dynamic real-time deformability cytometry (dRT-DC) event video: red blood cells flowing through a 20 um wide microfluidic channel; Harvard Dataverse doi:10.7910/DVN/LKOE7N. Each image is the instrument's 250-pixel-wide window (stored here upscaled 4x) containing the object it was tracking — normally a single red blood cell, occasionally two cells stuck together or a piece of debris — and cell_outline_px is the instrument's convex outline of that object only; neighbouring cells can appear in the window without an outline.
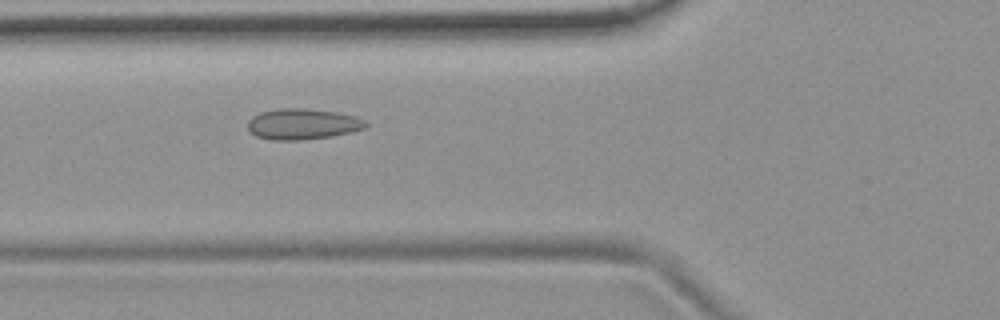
{"species": "common noctule bat (a hibernating species)", "species_latin": "Nyctalus noctula", "temperature_condition": "room temperature", "stored_images_in_passage": 4, "camera_frame_rate_fps": 3000, "um_per_image_px": 0.085, "animal": {"sex": "female", "body_mass_g": 19.9}, "frame": {"image": 1, "passage_image": 4, "time_ms": 1.0, "image_size_px": [1000, 320], "cell_outline_px": [[368, 124], [364, 128], [332, 136], [296, 140], [272, 140], [256, 136], [248, 128], [248, 120], [252, 116], [260, 112], [280, 108], [304, 108], [336, 112], [356, 116], [364, 120]], "centroid_in_image_um": [25.69, 10.53], "position_along_channel_um": 100.1, "area_um2": 21.04}}